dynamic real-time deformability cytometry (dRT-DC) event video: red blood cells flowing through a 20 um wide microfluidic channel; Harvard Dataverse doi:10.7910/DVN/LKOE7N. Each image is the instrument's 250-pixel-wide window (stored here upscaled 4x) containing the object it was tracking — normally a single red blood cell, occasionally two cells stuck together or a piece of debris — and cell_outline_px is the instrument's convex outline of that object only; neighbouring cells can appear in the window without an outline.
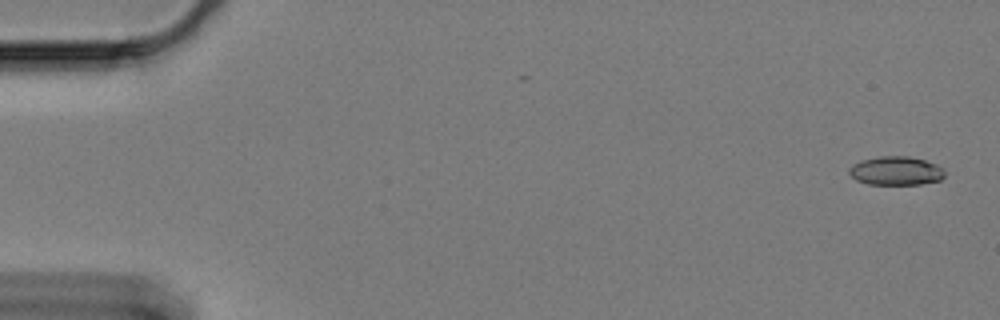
{"species": "Egyptian fruit bat (a non-hibernating species)", "species_latin": "Rousettus aegyptiacus", "temperature_condition": "cold", "stored_images_in_passage": 15, "camera_frame_rate_fps": 3000, "um_per_image_px": 0.085, "animal": {"sex": "female"}, "frame": {"image": 1, "passage_image": 2, "time_ms": 0.333, "image_size_px": [1000, 320], "cell_outline_px": [[944, 176], [940, 180], [920, 184], [868, 184], [856, 180], [848, 172], [848, 168], [852, 164], [860, 160], [876, 156], [908, 156], [924, 160], [936, 164], [944, 168]], "centroid_in_image_um": [76.13, 14.51], "position_along_channel_um": 8.9, "area_um2": 16.13}}